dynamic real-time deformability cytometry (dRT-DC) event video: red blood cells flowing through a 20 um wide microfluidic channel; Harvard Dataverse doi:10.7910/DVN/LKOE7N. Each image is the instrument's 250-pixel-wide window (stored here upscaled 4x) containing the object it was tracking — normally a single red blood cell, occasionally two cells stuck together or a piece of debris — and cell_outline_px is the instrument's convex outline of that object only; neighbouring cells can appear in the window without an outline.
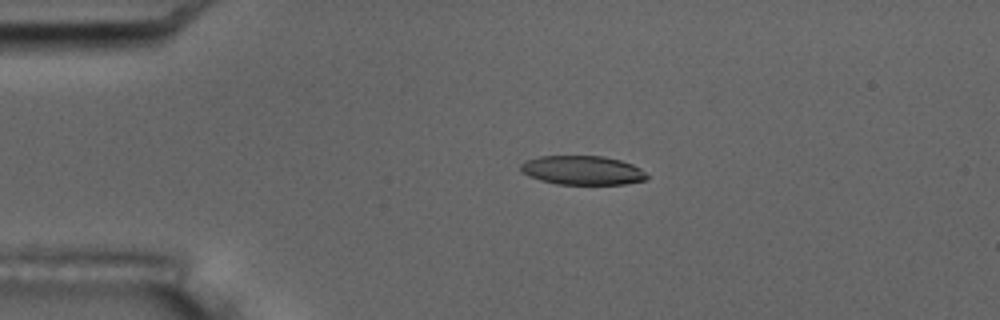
{"species": "common noctule bat (a hibernating species)", "species_latin": "Nyctalus noctula", "temperature_condition": "room temperature", "stored_images_in_passage": 3, "camera_frame_rate_fps": 3000, "um_per_image_px": 0.085, "animal": {"sex": "male", "body_mass_g": 17.5, "forearm_length_mm": 52.3}, "frame": {"image": 1, "passage_image": 2, "time_ms": 1.0, "image_size_px": [1000, 320], "cell_outline_px": [[648, 180], [624, 184], [556, 184], [540, 180], [528, 176], [520, 168], [520, 164], [524, 160], [540, 156], [604, 156], [620, 160], [632, 164], [640, 168], [648, 176]], "centroid_in_image_um": [49.5, 14.47], "position_along_channel_um": 35.5, "area_um2": 21.44}}